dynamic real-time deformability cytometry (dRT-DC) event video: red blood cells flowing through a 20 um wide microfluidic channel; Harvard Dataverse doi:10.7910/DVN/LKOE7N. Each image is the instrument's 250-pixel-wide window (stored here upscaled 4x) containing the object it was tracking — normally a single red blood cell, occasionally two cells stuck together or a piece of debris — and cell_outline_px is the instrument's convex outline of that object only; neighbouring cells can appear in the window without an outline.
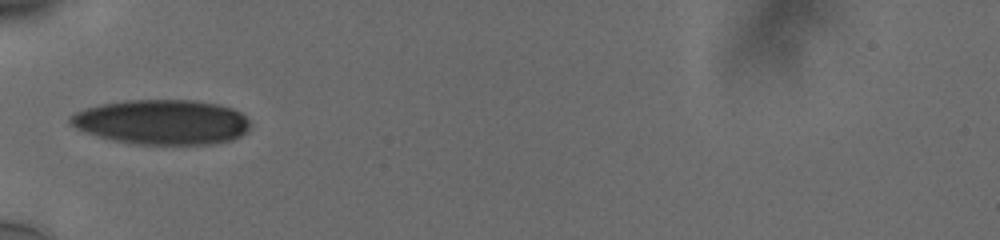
{"species": "human", "species_latin": "Homo sapiens", "temperature_condition": "cold", "stored_images_in_passage": 2, "camera_frame_rate_fps": 3000, "um_per_image_px": 0.085, "donor": {"sex": "male"}, "frame": {"image": 1, "passage_image": 1, "time_ms": 0.0, "image_size_px": [1000, 240], "cell_outline_px": [[252, 124], [248, 132], [232, 140], [212, 144], [132, 144], [112, 140], [76, 128], [68, 120], [68, 116], [76, 112], [100, 104], [124, 100], [192, 100], [220, 104], [232, 108], [240, 112]], "centroid_in_image_um": [13.81, 10.37], "position_along_channel_um": 71.2, "area_um2": 47.16}}